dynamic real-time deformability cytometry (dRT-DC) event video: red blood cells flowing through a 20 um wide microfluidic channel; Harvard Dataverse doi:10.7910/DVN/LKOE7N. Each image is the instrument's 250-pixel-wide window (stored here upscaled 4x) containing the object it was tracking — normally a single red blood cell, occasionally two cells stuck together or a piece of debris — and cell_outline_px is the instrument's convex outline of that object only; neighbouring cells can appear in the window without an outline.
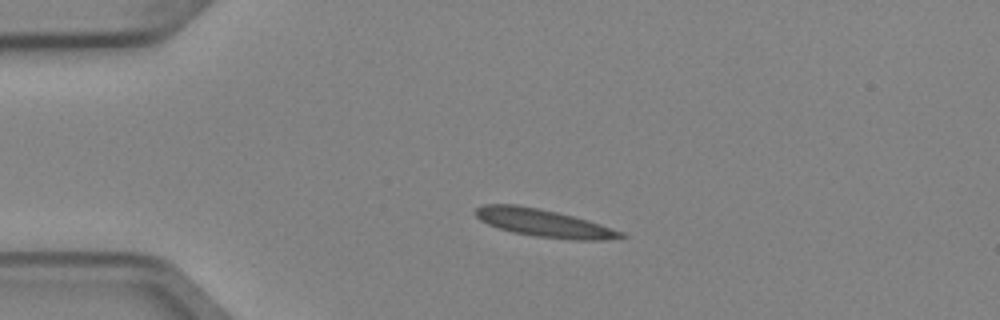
{"species": "Egyptian fruit bat (a non-hibernating species)", "species_latin": "Rousettus aegyptiacus", "temperature_condition": "cold", "stored_images_in_passage": 3, "camera_frame_rate_fps": 3000, "um_per_image_px": 0.085, "animal": {"sex": "female"}, "frame": {"image": 1, "passage_image": 1, "time_ms": 0.0, "image_size_px": [1000, 320], "cell_outline_px": [[628, 236], [604, 240], [572, 240], [536, 236], [512, 232], [496, 228], [480, 220], [476, 216], [476, 208], [484, 204], [516, 204], [556, 212], [588, 220], [624, 232]], "centroid_in_image_um": [46.22, 18.96], "position_along_channel_um": 38.8, "area_um2": 23.35}}
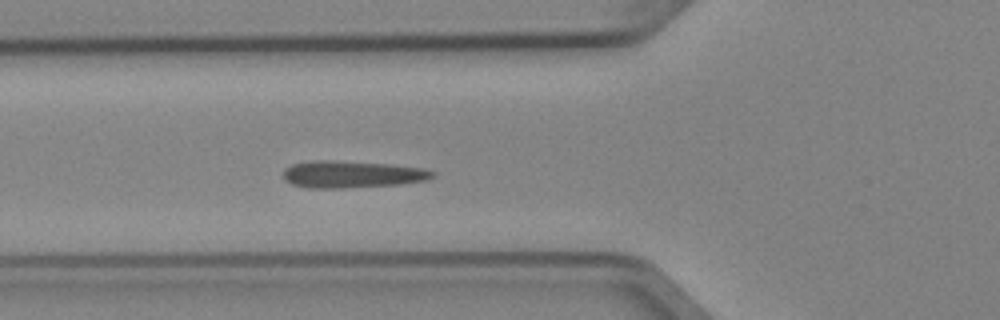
{"frame": {"image": 2, "passage_image": 3, "time_ms": 0.667, "image_size_px": [1000, 320], "cell_outline_px": [[436, 176], [424, 180], [400, 184], [344, 188], [308, 188], [292, 184], [284, 180], [284, 168], [292, 164], [312, 160], [336, 160], [392, 164], [424, 168], [436, 172]], "centroid_in_image_um": [29.91, 14.81], "position_along_channel_um": 95.9, "area_um2": 23.76}}